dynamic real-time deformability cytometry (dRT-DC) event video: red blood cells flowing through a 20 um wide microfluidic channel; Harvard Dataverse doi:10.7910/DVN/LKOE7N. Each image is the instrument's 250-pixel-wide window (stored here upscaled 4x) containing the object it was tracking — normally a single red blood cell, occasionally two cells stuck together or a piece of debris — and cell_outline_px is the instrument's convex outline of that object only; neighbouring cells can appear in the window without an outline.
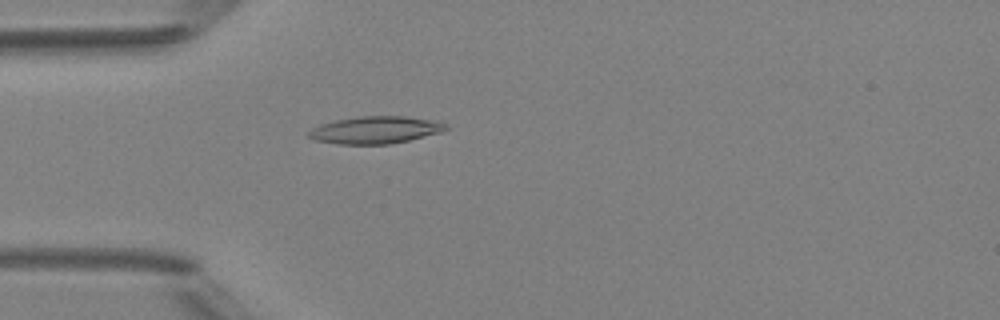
{"species": "Egyptian fruit bat (a non-hibernating species)", "species_latin": "Rousettus aegyptiacus", "temperature_condition": "room temperature", "stored_images_in_passage": 49, "camera_frame_rate_fps": 3000, "um_per_image_px": 0.085, "animal": {"sex": "female"}, "frame": {"image": 1, "passage_image": 14, "time_ms": 4.333, "image_size_px": [1000, 320], "cell_outline_px": [[448, 128], [440, 132], [392, 144], [336, 144], [316, 140], [308, 136], [308, 132], [312, 128], [320, 124], [336, 120], [360, 116], [404, 116], [432, 120], [448, 124]], "centroid_in_image_um": [31.89, 11.05], "position_along_channel_um": 53.1, "area_um2": 21.68}}
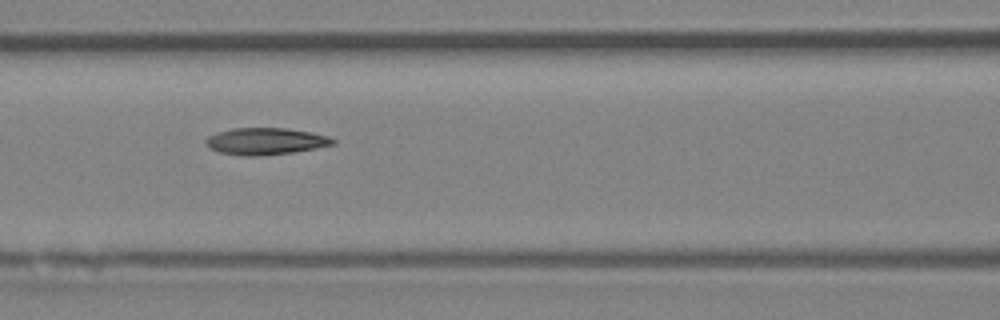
{"frame": {"image": 2, "passage_image": 21, "time_ms": 6.667, "image_size_px": [1000, 320], "cell_outline_px": [[336, 144], [316, 148], [292, 152], [256, 156], [240, 156], [220, 152], [208, 148], [204, 144], [204, 140], [208, 136], [216, 132], [232, 128], [288, 128], [312, 132], [328, 136], [336, 140]], "centroid_in_image_um": [22.54, 12.0], "position_along_channel_um": 144.1, "area_um2": 20.11}}
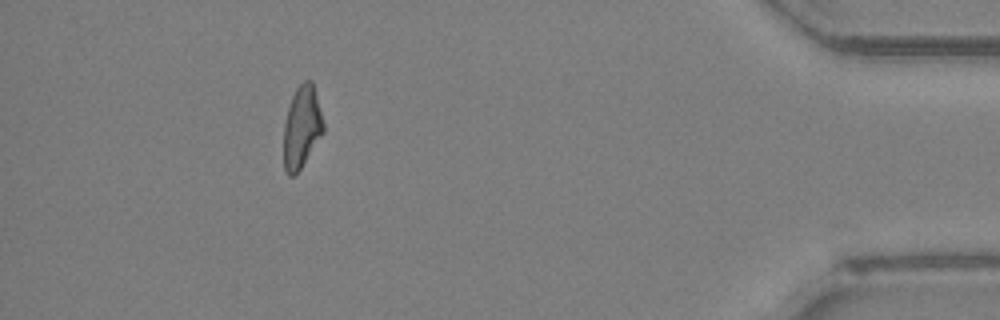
{"frame": {"image": 3, "passage_image": 44, "time_ms": 14.333, "image_size_px": [1000, 320], "cell_outline_px": [[324, 132], [300, 168], [292, 176], [288, 176], [284, 168], [284, 124], [288, 108], [292, 96], [296, 88], [304, 80], [312, 80], [324, 124]], "centroid_in_image_um": [25.65, 10.78], "position_along_channel_um": 409.6, "area_um2": 18.73}, "authors_computed_cell_mechanics": {"area_um2": 19.7676, "velocity_mm_per_s": 4.218, "shape_relaxation_time_tau1_ms": 5.8696, "shape_relaxation_time_tau2_ms": 2.6151, "deformation_change_tau1": 0.1949, "deformation_change_tau2": 0.1012}}